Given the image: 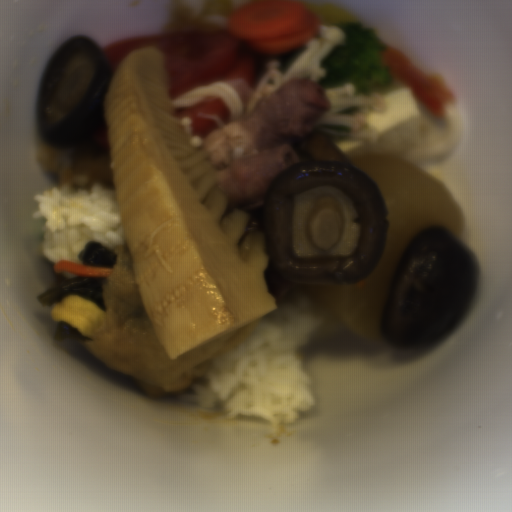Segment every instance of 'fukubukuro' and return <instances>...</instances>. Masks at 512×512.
I'll use <instances>...</instances> for the list:
<instances>
[{
    "instance_id": "1",
    "label": "fukubukuro",
    "mask_w": 512,
    "mask_h": 512,
    "mask_svg": "<svg viewBox=\"0 0 512 512\" xmlns=\"http://www.w3.org/2000/svg\"><path fill=\"white\" fill-rule=\"evenodd\" d=\"M39 165L46 175L80 189H114L108 128L67 143L43 139Z\"/></svg>"
}]
</instances>
